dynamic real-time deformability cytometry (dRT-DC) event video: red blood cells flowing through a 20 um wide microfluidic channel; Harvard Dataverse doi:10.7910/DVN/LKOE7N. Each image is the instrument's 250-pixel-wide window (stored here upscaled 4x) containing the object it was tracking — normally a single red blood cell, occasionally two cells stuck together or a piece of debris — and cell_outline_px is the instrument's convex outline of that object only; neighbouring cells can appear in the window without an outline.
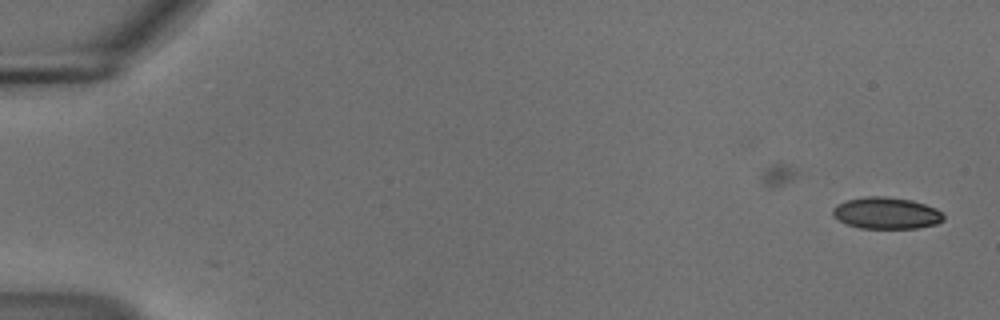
{"species": "common noctule bat (a hibernating species)", "species_latin": "Nyctalus noctula", "temperature_condition": "cold", "stored_images_in_passage": 29, "camera_frame_rate_fps": 3000, "um_per_image_px": 0.085, "animal": {"sex": "male", "body_mass_g": 18.8}, "frame": {"image": 1, "passage_image": 1, "time_ms": 0.0, "image_size_px": [1000, 320], "cell_outline_px": [[944, 220], [936, 224], [916, 228], [860, 228], [848, 224], [832, 216], [832, 208], [836, 204], [848, 200], [864, 196], [884, 196], [912, 200], [936, 208], [944, 216]], "centroid_in_image_um": [75.32, 18.11], "position_along_channel_um": 9.7, "area_um2": 20.4}}
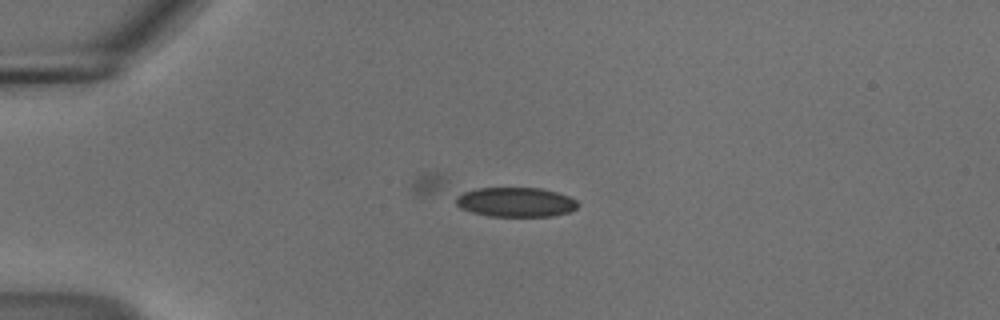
{"frame": {"image": 2, "passage_image": 13, "time_ms": 4.0, "image_size_px": [1000, 320], "cell_outline_px": [[580, 204], [572, 212], [552, 216], [488, 216], [472, 212], [460, 208], [456, 204], [456, 196], [464, 192], [476, 188], [540, 188], [556, 192], [568, 196], [576, 200]], "centroid_in_image_um": [43.85, 17.18], "position_along_channel_um": 41.1, "area_um2": 21.04}}
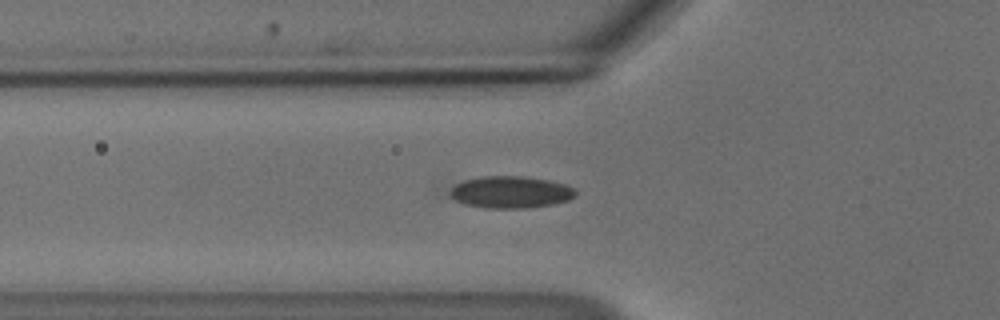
{"frame": {"image": 3, "passage_image": 19, "time_ms": 6.0, "image_size_px": [1000, 320], "cell_outline_px": [[576, 196], [568, 200], [552, 204], [524, 208], [488, 208], [464, 204], [448, 196], [448, 192], [456, 184], [464, 180], [480, 176], [524, 176], [548, 180], [564, 184], [572, 188], [576, 192]], "centroid_in_image_um": [43.36, 16.33], "position_along_channel_um": 82.4, "area_um2": 23.35}}